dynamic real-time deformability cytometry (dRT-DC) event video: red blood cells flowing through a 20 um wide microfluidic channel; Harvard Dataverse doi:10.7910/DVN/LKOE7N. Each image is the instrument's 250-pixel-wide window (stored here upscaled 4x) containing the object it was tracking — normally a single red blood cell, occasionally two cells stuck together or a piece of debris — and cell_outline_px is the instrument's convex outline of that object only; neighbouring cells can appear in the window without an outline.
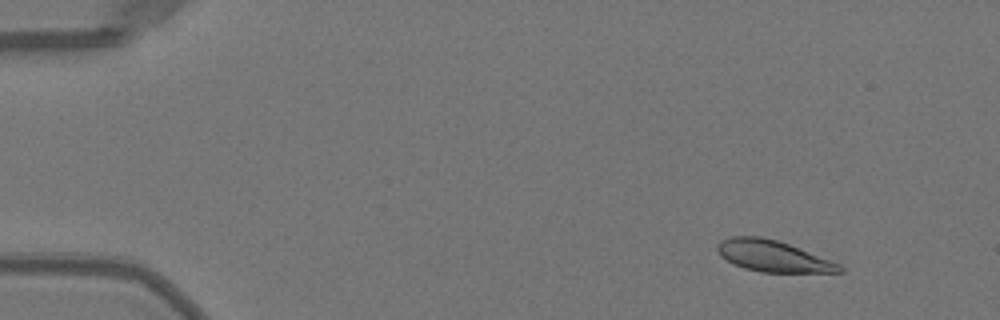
{"species": "Egyptian fruit bat (a non-hibernating species)", "species_latin": "Rousettus aegyptiacus", "temperature_condition": "warm", "stored_images_in_passage": 52, "camera_frame_rate_fps": 3000, "um_per_image_px": 0.085, "animal": {"sex": "female"}, "frame": {"image": 1, "passage_image": 6, "time_ms": 1.667, "image_size_px": [1000, 320], "cell_outline_px": [[844, 272], [760, 272], [744, 268], [732, 264], [720, 256], [716, 248], [716, 244], [720, 240], [732, 236], [760, 236], [776, 240], [788, 244], [840, 264], [844, 268]], "centroid_in_image_um": [65.64, 21.77], "position_along_channel_um": 19.4, "area_um2": 22.2}}
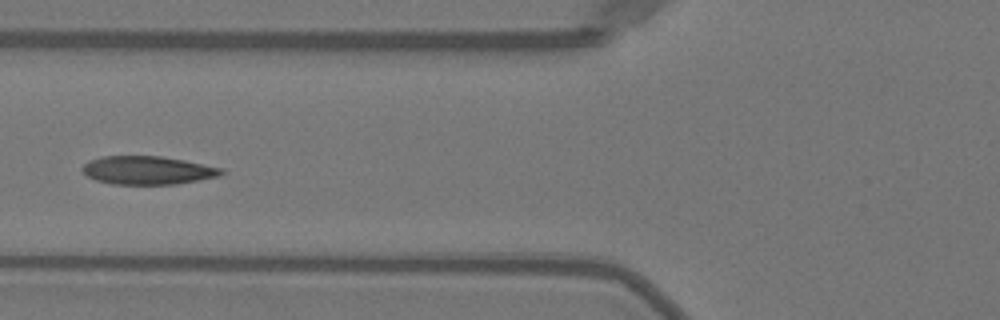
{"frame": {"image": 2, "passage_image": 21, "time_ms": 6.667, "image_size_px": [1000, 320], "cell_outline_px": [[224, 172], [220, 176], [176, 184], [112, 184], [96, 180], [88, 176], [80, 168], [88, 160], [100, 156], [160, 156], [184, 160], [224, 168]], "centroid_in_image_um": [12.54, 14.47], "position_along_channel_um": 113.3, "area_um2": 23.0}}
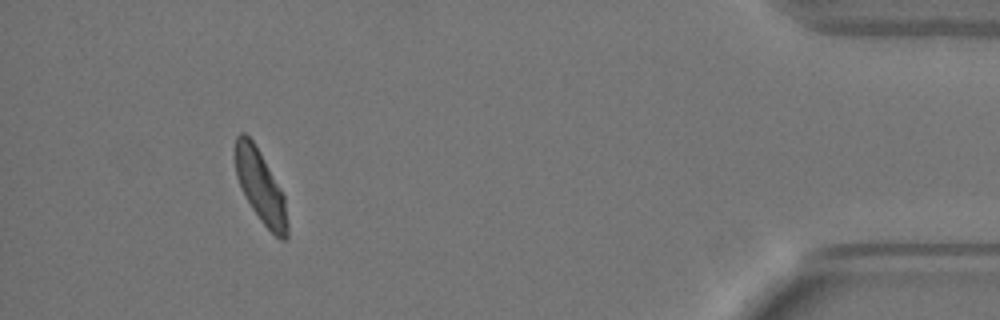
{"frame": {"image": 3, "passage_image": 48, "time_ms": 15.667, "image_size_px": [1000, 320], "cell_outline_px": [[288, 236], [284, 240], [280, 240], [260, 220], [252, 208], [236, 176], [236, 136], [240, 132], [244, 132], [252, 140], [260, 152], [280, 188], [284, 196], [288, 224]], "centroid_in_image_um": [22.16, 15.88], "position_along_channel_um": 413.0, "area_um2": 21.44}, "authors_computed_cell_mechanics": {"area_um2": 23.0333, "velocity_mm_per_s": 3.9816, "shape_relaxation_time_tau1_ms": 3.0504, "shape_relaxation_time_tau2_ms": 0.8177, "deformation_change_tau1": 0.1337, "deformation_change_tau2": 0.0385}}